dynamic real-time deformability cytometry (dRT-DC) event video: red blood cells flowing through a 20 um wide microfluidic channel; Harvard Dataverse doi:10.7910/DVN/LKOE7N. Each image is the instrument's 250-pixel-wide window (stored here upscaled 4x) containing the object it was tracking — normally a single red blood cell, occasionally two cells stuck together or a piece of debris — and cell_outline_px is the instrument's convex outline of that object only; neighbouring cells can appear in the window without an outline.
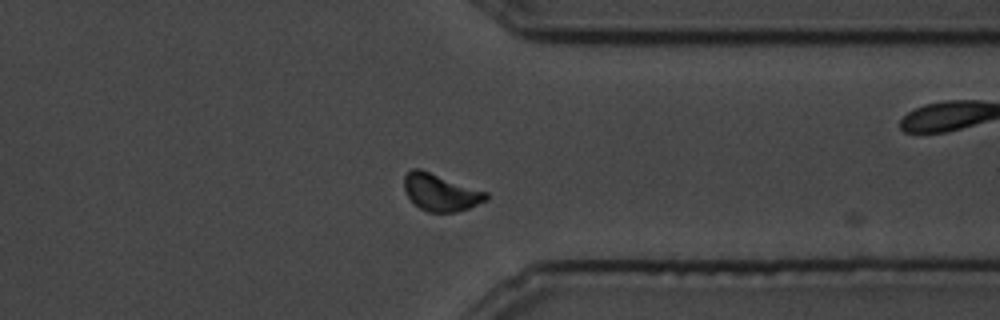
{"species": "common noctule bat (a hibernating species)", "species_latin": "Nyctalus noctula", "temperature_condition": "cold", "stored_images_in_passage": 22, "camera_frame_rate_fps": 3000, "um_per_image_px": 0.085, "animal": {"sex": "male", "body_mass_g": 19.5, "forearm_length_mm": 54.6}, "frame": {"image": 1, "passage_image": 16, "time_ms": 5.0, "image_size_px": [1000, 320], "cell_outline_px": [[488, 200], [468, 208], [456, 212], [428, 212], [420, 208], [408, 196], [404, 188], [404, 176], [412, 168], [420, 168], [488, 192]], "centroid_in_image_um": [37.47, 16.34], "position_along_channel_um": 373.9, "area_um2": 17.69}}